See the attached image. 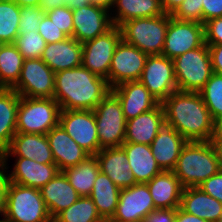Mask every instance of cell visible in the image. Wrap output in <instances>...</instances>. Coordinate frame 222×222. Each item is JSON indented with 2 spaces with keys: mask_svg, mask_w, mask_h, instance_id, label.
I'll list each match as a JSON object with an SVG mask.
<instances>
[{
  "mask_svg": "<svg viewBox=\"0 0 222 222\" xmlns=\"http://www.w3.org/2000/svg\"><path fill=\"white\" fill-rule=\"evenodd\" d=\"M165 123L187 141H212L214 120L199 92L175 91L162 103Z\"/></svg>",
  "mask_w": 222,
  "mask_h": 222,
  "instance_id": "6da1fadb",
  "label": "cell"
},
{
  "mask_svg": "<svg viewBox=\"0 0 222 222\" xmlns=\"http://www.w3.org/2000/svg\"><path fill=\"white\" fill-rule=\"evenodd\" d=\"M111 89L105 78L81 65L55 73L53 98L61 110H94Z\"/></svg>",
  "mask_w": 222,
  "mask_h": 222,
  "instance_id": "7a4b0ae2",
  "label": "cell"
},
{
  "mask_svg": "<svg viewBox=\"0 0 222 222\" xmlns=\"http://www.w3.org/2000/svg\"><path fill=\"white\" fill-rule=\"evenodd\" d=\"M222 169V157L213 141H188L173 172L184 188L198 187Z\"/></svg>",
  "mask_w": 222,
  "mask_h": 222,
  "instance_id": "3957f363",
  "label": "cell"
},
{
  "mask_svg": "<svg viewBox=\"0 0 222 222\" xmlns=\"http://www.w3.org/2000/svg\"><path fill=\"white\" fill-rule=\"evenodd\" d=\"M1 222H53L39 189L7 181Z\"/></svg>",
  "mask_w": 222,
  "mask_h": 222,
  "instance_id": "277c9868",
  "label": "cell"
},
{
  "mask_svg": "<svg viewBox=\"0 0 222 222\" xmlns=\"http://www.w3.org/2000/svg\"><path fill=\"white\" fill-rule=\"evenodd\" d=\"M169 24V14L135 18L119 26L121 39L148 55H161Z\"/></svg>",
  "mask_w": 222,
  "mask_h": 222,
  "instance_id": "5b68a950",
  "label": "cell"
},
{
  "mask_svg": "<svg viewBox=\"0 0 222 222\" xmlns=\"http://www.w3.org/2000/svg\"><path fill=\"white\" fill-rule=\"evenodd\" d=\"M60 111L59 103L54 98L20 96L16 133L46 135L59 124Z\"/></svg>",
  "mask_w": 222,
  "mask_h": 222,
  "instance_id": "8992f818",
  "label": "cell"
},
{
  "mask_svg": "<svg viewBox=\"0 0 222 222\" xmlns=\"http://www.w3.org/2000/svg\"><path fill=\"white\" fill-rule=\"evenodd\" d=\"M178 91L199 92L213 74L208 45L187 51L173 59Z\"/></svg>",
  "mask_w": 222,
  "mask_h": 222,
  "instance_id": "52a82bcc",
  "label": "cell"
},
{
  "mask_svg": "<svg viewBox=\"0 0 222 222\" xmlns=\"http://www.w3.org/2000/svg\"><path fill=\"white\" fill-rule=\"evenodd\" d=\"M100 150L121 147L126 135V120L118 98L110 92L93 110Z\"/></svg>",
  "mask_w": 222,
  "mask_h": 222,
  "instance_id": "ba28073f",
  "label": "cell"
},
{
  "mask_svg": "<svg viewBox=\"0 0 222 222\" xmlns=\"http://www.w3.org/2000/svg\"><path fill=\"white\" fill-rule=\"evenodd\" d=\"M28 98H53L55 72L41 58L24 59L18 82L11 88Z\"/></svg>",
  "mask_w": 222,
  "mask_h": 222,
  "instance_id": "9c48e42d",
  "label": "cell"
},
{
  "mask_svg": "<svg viewBox=\"0 0 222 222\" xmlns=\"http://www.w3.org/2000/svg\"><path fill=\"white\" fill-rule=\"evenodd\" d=\"M121 40V31L114 25L110 30L82 44V65L108 83L112 57Z\"/></svg>",
  "mask_w": 222,
  "mask_h": 222,
  "instance_id": "30bf717a",
  "label": "cell"
},
{
  "mask_svg": "<svg viewBox=\"0 0 222 222\" xmlns=\"http://www.w3.org/2000/svg\"><path fill=\"white\" fill-rule=\"evenodd\" d=\"M205 43L204 24L195 21H180L169 15V24L162 51L169 59L201 47Z\"/></svg>",
  "mask_w": 222,
  "mask_h": 222,
  "instance_id": "8fae6325",
  "label": "cell"
},
{
  "mask_svg": "<svg viewBox=\"0 0 222 222\" xmlns=\"http://www.w3.org/2000/svg\"><path fill=\"white\" fill-rule=\"evenodd\" d=\"M59 124L90 155L100 151L93 110H61Z\"/></svg>",
  "mask_w": 222,
  "mask_h": 222,
  "instance_id": "7c38bea8",
  "label": "cell"
},
{
  "mask_svg": "<svg viewBox=\"0 0 222 222\" xmlns=\"http://www.w3.org/2000/svg\"><path fill=\"white\" fill-rule=\"evenodd\" d=\"M139 81L160 103L178 90L173 60L163 55H148Z\"/></svg>",
  "mask_w": 222,
  "mask_h": 222,
  "instance_id": "4fadbf2b",
  "label": "cell"
},
{
  "mask_svg": "<svg viewBox=\"0 0 222 222\" xmlns=\"http://www.w3.org/2000/svg\"><path fill=\"white\" fill-rule=\"evenodd\" d=\"M148 54L124 42L117 44L108 74L111 88L126 82L140 80Z\"/></svg>",
  "mask_w": 222,
  "mask_h": 222,
  "instance_id": "5bb4252c",
  "label": "cell"
},
{
  "mask_svg": "<svg viewBox=\"0 0 222 222\" xmlns=\"http://www.w3.org/2000/svg\"><path fill=\"white\" fill-rule=\"evenodd\" d=\"M155 208L147 184L121 189L116 212L108 222H139Z\"/></svg>",
  "mask_w": 222,
  "mask_h": 222,
  "instance_id": "9a60e30c",
  "label": "cell"
},
{
  "mask_svg": "<svg viewBox=\"0 0 222 222\" xmlns=\"http://www.w3.org/2000/svg\"><path fill=\"white\" fill-rule=\"evenodd\" d=\"M108 12L92 4L72 10L73 38L83 44L110 30L114 25Z\"/></svg>",
  "mask_w": 222,
  "mask_h": 222,
  "instance_id": "2e32d148",
  "label": "cell"
},
{
  "mask_svg": "<svg viewBox=\"0 0 222 222\" xmlns=\"http://www.w3.org/2000/svg\"><path fill=\"white\" fill-rule=\"evenodd\" d=\"M9 155L24 157L42 164L55 163L49 141L44 134L16 133L8 148L0 155L4 164H7Z\"/></svg>",
  "mask_w": 222,
  "mask_h": 222,
  "instance_id": "e0dca14e",
  "label": "cell"
},
{
  "mask_svg": "<svg viewBox=\"0 0 222 222\" xmlns=\"http://www.w3.org/2000/svg\"><path fill=\"white\" fill-rule=\"evenodd\" d=\"M121 103L125 120L155 108L160 102L139 81H126L111 89Z\"/></svg>",
  "mask_w": 222,
  "mask_h": 222,
  "instance_id": "ac0fdd59",
  "label": "cell"
},
{
  "mask_svg": "<svg viewBox=\"0 0 222 222\" xmlns=\"http://www.w3.org/2000/svg\"><path fill=\"white\" fill-rule=\"evenodd\" d=\"M46 136L53 153L55 164L60 171L76 166L91 156L67 134L60 124L53 127Z\"/></svg>",
  "mask_w": 222,
  "mask_h": 222,
  "instance_id": "d6986e66",
  "label": "cell"
},
{
  "mask_svg": "<svg viewBox=\"0 0 222 222\" xmlns=\"http://www.w3.org/2000/svg\"><path fill=\"white\" fill-rule=\"evenodd\" d=\"M187 142L171 125L164 123L150 144L152 154L162 171H173Z\"/></svg>",
  "mask_w": 222,
  "mask_h": 222,
  "instance_id": "ffe728a7",
  "label": "cell"
},
{
  "mask_svg": "<svg viewBox=\"0 0 222 222\" xmlns=\"http://www.w3.org/2000/svg\"><path fill=\"white\" fill-rule=\"evenodd\" d=\"M15 159L14 170L6 174L7 181L12 183L40 189L60 172L55 163L42 164L24 157Z\"/></svg>",
  "mask_w": 222,
  "mask_h": 222,
  "instance_id": "44dd1931",
  "label": "cell"
},
{
  "mask_svg": "<svg viewBox=\"0 0 222 222\" xmlns=\"http://www.w3.org/2000/svg\"><path fill=\"white\" fill-rule=\"evenodd\" d=\"M95 156L100 171L106 174L119 189L129 188L137 184L122 147L104 148Z\"/></svg>",
  "mask_w": 222,
  "mask_h": 222,
  "instance_id": "7402d4cb",
  "label": "cell"
},
{
  "mask_svg": "<svg viewBox=\"0 0 222 222\" xmlns=\"http://www.w3.org/2000/svg\"><path fill=\"white\" fill-rule=\"evenodd\" d=\"M164 123V109L159 103L155 108L126 121L124 142L150 145Z\"/></svg>",
  "mask_w": 222,
  "mask_h": 222,
  "instance_id": "603a6c76",
  "label": "cell"
},
{
  "mask_svg": "<svg viewBox=\"0 0 222 222\" xmlns=\"http://www.w3.org/2000/svg\"><path fill=\"white\" fill-rule=\"evenodd\" d=\"M55 73L82 65V43L73 37L46 44L41 56Z\"/></svg>",
  "mask_w": 222,
  "mask_h": 222,
  "instance_id": "cb8c5ba5",
  "label": "cell"
},
{
  "mask_svg": "<svg viewBox=\"0 0 222 222\" xmlns=\"http://www.w3.org/2000/svg\"><path fill=\"white\" fill-rule=\"evenodd\" d=\"M39 190L52 219L80 198L62 171Z\"/></svg>",
  "mask_w": 222,
  "mask_h": 222,
  "instance_id": "d4e9b609",
  "label": "cell"
},
{
  "mask_svg": "<svg viewBox=\"0 0 222 222\" xmlns=\"http://www.w3.org/2000/svg\"><path fill=\"white\" fill-rule=\"evenodd\" d=\"M155 208L180 207L183 185L173 171H162L146 183Z\"/></svg>",
  "mask_w": 222,
  "mask_h": 222,
  "instance_id": "484cf974",
  "label": "cell"
},
{
  "mask_svg": "<svg viewBox=\"0 0 222 222\" xmlns=\"http://www.w3.org/2000/svg\"><path fill=\"white\" fill-rule=\"evenodd\" d=\"M180 208L209 222H220L222 203L199 187L184 188Z\"/></svg>",
  "mask_w": 222,
  "mask_h": 222,
  "instance_id": "4316f807",
  "label": "cell"
},
{
  "mask_svg": "<svg viewBox=\"0 0 222 222\" xmlns=\"http://www.w3.org/2000/svg\"><path fill=\"white\" fill-rule=\"evenodd\" d=\"M121 147L124 149L127 162L133 172L136 183H148L162 170L157 164L150 145L141 143L124 142Z\"/></svg>",
  "mask_w": 222,
  "mask_h": 222,
  "instance_id": "83f0119b",
  "label": "cell"
},
{
  "mask_svg": "<svg viewBox=\"0 0 222 222\" xmlns=\"http://www.w3.org/2000/svg\"><path fill=\"white\" fill-rule=\"evenodd\" d=\"M20 95L13 89L0 90V155L16 134L17 110Z\"/></svg>",
  "mask_w": 222,
  "mask_h": 222,
  "instance_id": "f1b7e54d",
  "label": "cell"
},
{
  "mask_svg": "<svg viewBox=\"0 0 222 222\" xmlns=\"http://www.w3.org/2000/svg\"><path fill=\"white\" fill-rule=\"evenodd\" d=\"M121 189L103 172L99 171L89 195L100 216L108 222L116 212Z\"/></svg>",
  "mask_w": 222,
  "mask_h": 222,
  "instance_id": "f546056e",
  "label": "cell"
},
{
  "mask_svg": "<svg viewBox=\"0 0 222 222\" xmlns=\"http://www.w3.org/2000/svg\"><path fill=\"white\" fill-rule=\"evenodd\" d=\"M112 7H116L117 13L111 19L113 25L118 27L131 19L165 14L162 9L161 0H115Z\"/></svg>",
  "mask_w": 222,
  "mask_h": 222,
  "instance_id": "4dcf8cb0",
  "label": "cell"
},
{
  "mask_svg": "<svg viewBox=\"0 0 222 222\" xmlns=\"http://www.w3.org/2000/svg\"><path fill=\"white\" fill-rule=\"evenodd\" d=\"M99 171L98 160L95 155H91L83 162L62 172L80 196H89Z\"/></svg>",
  "mask_w": 222,
  "mask_h": 222,
  "instance_id": "1f68e13d",
  "label": "cell"
},
{
  "mask_svg": "<svg viewBox=\"0 0 222 222\" xmlns=\"http://www.w3.org/2000/svg\"><path fill=\"white\" fill-rule=\"evenodd\" d=\"M23 55L13 43L0 44V87L11 89L19 80Z\"/></svg>",
  "mask_w": 222,
  "mask_h": 222,
  "instance_id": "d6a6232c",
  "label": "cell"
},
{
  "mask_svg": "<svg viewBox=\"0 0 222 222\" xmlns=\"http://www.w3.org/2000/svg\"><path fill=\"white\" fill-rule=\"evenodd\" d=\"M53 222H106L98 213L96 205L89 196L80 198L60 212Z\"/></svg>",
  "mask_w": 222,
  "mask_h": 222,
  "instance_id": "836d02e7",
  "label": "cell"
},
{
  "mask_svg": "<svg viewBox=\"0 0 222 222\" xmlns=\"http://www.w3.org/2000/svg\"><path fill=\"white\" fill-rule=\"evenodd\" d=\"M19 20L20 6L13 0H0V44L14 43Z\"/></svg>",
  "mask_w": 222,
  "mask_h": 222,
  "instance_id": "e575fe53",
  "label": "cell"
},
{
  "mask_svg": "<svg viewBox=\"0 0 222 222\" xmlns=\"http://www.w3.org/2000/svg\"><path fill=\"white\" fill-rule=\"evenodd\" d=\"M212 119L222 116V74L213 73L205 86L199 91Z\"/></svg>",
  "mask_w": 222,
  "mask_h": 222,
  "instance_id": "d590c367",
  "label": "cell"
},
{
  "mask_svg": "<svg viewBox=\"0 0 222 222\" xmlns=\"http://www.w3.org/2000/svg\"><path fill=\"white\" fill-rule=\"evenodd\" d=\"M24 59L41 58L46 41L35 31L19 33L13 43Z\"/></svg>",
  "mask_w": 222,
  "mask_h": 222,
  "instance_id": "8d00e7d4",
  "label": "cell"
},
{
  "mask_svg": "<svg viewBox=\"0 0 222 222\" xmlns=\"http://www.w3.org/2000/svg\"><path fill=\"white\" fill-rule=\"evenodd\" d=\"M45 13L40 6L20 7V22L18 33L38 32V26Z\"/></svg>",
  "mask_w": 222,
  "mask_h": 222,
  "instance_id": "74e56055",
  "label": "cell"
},
{
  "mask_svg": "<svg viewBox=\"0 0 222 222\" xmlns=\"http://www.w3.org/2000/svg\"><path fill=\"white\" fill-rule=\"evenodd\" d=\"M171 16L180 21L202 23V0H184Z\"/></svg>",
  "mask_w": 222,
  "mask_h": 222,
  "instance_id": "f35d334b",
  "label": "cell"
},
{
  "mask_svg": "<svg viewBox=\"0 0 222 222\" xmlns=\"http://www.w3.org/2000/svg\"><path fill=\"white\" fill-rule=\"evenodd\" d=\"M45 14L68 37H73V13L70 8L66 6L58 7Z\"/></svg>",
  "mask_w": 222,
  "mask_h": 222,
  "instance_id": "ab89813d",
  "label": "cell"
},
{
  "mask_svg": "<svg viewBox=\"0 0 222 222\" xmlns=\"http://www.w3.org/2000/svg\"><path fill=\"white\" fill-rule=\"evenodd\" d=\"M38 33L47 44L64 41L68 36L44 14L38 26Z\"/></svg>",
  "mask_w": 222,
  "mask_h": 222,
  "instance_id": "60d3db41",
  "label": "cell"
},
{
  "mask_svg": "<svg viewBox=\"0 0 222 222\" xmlns=\"http://www.w3.org/2000/svg\"><path fill=\"white\" fill-rule=\"evenodd\" d=\"M204 34L206 44H222V17L205 22Z\"/></svg>",
  "mask_w": 222,
  "mask_h": 222,
  "instance_id": "b9f144b4",
  "label": "cell"
},
{
  "mask_svg": "<svg viewBox=\"0 0 222 222\" xmlns=\"http://www.w3.org/2000/svg\"><path fill=\"white\" fill-rule=\"evenodd\" d=\"M198 187L206 194H209L222 203V169L218 173L209 177Z\"/></svg>",
  "mask_w": 222,
  "mask_h": 222,
  "instance_id": "7bdbcfd3",
  "label": "cell"
},
{
  "mask_svg": "<svg viewBox=\"0 0 222 222\" xmlns=\"http://www.w3.org/2000/svg\"><path fill=\"white\" fill-rule=\"evenodd\" d=\"M222 17V0H202V24Z\"/></svg>",
  "mask_w": 222,
  "mask_h": 222,
  "instance_id": "ee69618b",
  "label": "cell"
},
{
  "mask_svg": "<svg viewBox=\"0 0 222 222\" xmlns=\"http://www.w3.org/2000/svg\"><path fill=\"white\" fill-rule=\"evenodd\" d=\"M176 210L177 208H156L145 217L144 222H175Z\"/></svg>",
  "mask_w": 222,
  "mask_h": 222,
  "instance_id": "f6af8a7d",
  "label": "cell"
},
{
  "mask_svg": "<svg viewBox=\"0 0 222 222\" xmlns=\"http://www.w3.org/2000/svg\"><path fill=\"white\" fill-rule=\"evenodd\" d=\"M211 56L213 73L222 74V44H207Z\"/></svg>",
  "mask_w": 222,
  "mask_h": 222,
  "instance_id": "bcb514c9",
  "label": "cell"
},
{
  "mask_svg": "<svg viewBox=\"0 0 222 222\" xmlns=\"http://www.w3.org/2000/svg\"><path fill=\"white\" fill-rule=\"evenodd\" d=\"M6 164L0 158V214L4 215L5 213V195L7 187V178L5 174Z\"/></svg>",
  "mask_w": 222,
  "mask_h": 222,
  "instance_id": "7dc6e473",
  "label": "cell"
},
{
  "mask_svg": "<svg viewBox=\"0 0 222 222\" xmlns=\"http://www.w3.org/2000/svg\"><path fill=\"white\" fill-rule=\"evenodd\" d=\"M175 222H209L195 215L186 213L180 207L176 210Z\"/></svg>",
  "mask_w": 222,
  "mask_h": 222,
  "instance_id": "c3c4849f",
  "label": "cell"
},
{
  "mask_svg": "<svg viewBox=\"0 0 222 222\" xmlns=\"http://www.w3.org/2000/svg\"><path fill=\"white\" fill-rule=\"evenodd\" d=\"M184 0H161L162 9L165 14L172 15Z\"/></svg>",
  "mask_w": 222,
  "mask_h": 222,
  "instance_id": "681fc988",
  "label": "cell"
},
{
  "mask_svg": "<svg viewBox=\"0 0 222 222\" xmlns=\"http://www.w3.org/2000/svg\"><path fill=\"white\" fill-rule=\"evenodd\" d=\"M63 6H65L63 4V0H42L40 4V7L43 9L44 13Z\"/></svg>",
  "mask_w": 222,
  "mask_h": 222,
  "instance_id": "f907efd6",
  "label": "cell"
},
{
  "mask_svg": "<svg viewBox=\"0 0 222 222\" xmlns=\"http://www.w3.org/2000/svg\"><path fill=\"white\" fill-rule=\"evenodd\" d=\"M222 139V116L214 122V135L212 141L218 143Z\"/></svg>",
  "mask_w": 222,
  "mask_h": 222,
  "instance_id": "816d5d0a",
  "label": "cell"
},
{
  "mask_svg": "<svg viewBox=\"0 0 222 222\" xmlns=\"http://www.w3.org/2000/svg\"><path fill=\"white\" fill-rule=\"evenodd\" d=\"M63 4L71 10L82 8L89 3V0H63Z\"/></svg>",
  "mask_w": 222,
  "mask_h": 222,
  "instance_id": "f5cc1de1",
  "label": "cell"
},
{
  "mask_svg": "<svg viewBox=\"0 0 222 222\" xmlns=\"http://www.w3.org/2000/svg\"><path fill=\"white\" fill-rule=\"evenodd\" d=\"M115 0H89V3L92 5H96L106 10L110 11L113 6Z\"/></svg>",
  "mask_w": 222,
  "mask_h": 222,
  "instance_id": "db71d44e",
  "label": "cell"
},
{
  "mask_svg": "<svg viewBox=\"0 0 222 222\" xmlns=\"http://www.w3.org/2000/svg\"><path fill=\"white\" fill-rule=\"evenodd\" d=\"M15 1L20 7L22 6H40L42 0H13Z\"/></svg>",
  "mask_w": 222,
  "mask_h": 222,
  "instance_id": "11a10c76",
  "label": "cell"
},
{
  "mask_svg": "<svg viewBox=\"0 0 222 222\" xmlns=\"http://www.w3.org/2000/svg\"><path fill=\"white\" fill-rule=\"evenodd\" d=\"M219 151H220V155L222 157V139L217 143Z\"/></svg>",
  "mask_w": 222,
  "mask_h": 222,
  "instance_id": "9f6ffc18",
  "label": "cell"
}]
</instances>
